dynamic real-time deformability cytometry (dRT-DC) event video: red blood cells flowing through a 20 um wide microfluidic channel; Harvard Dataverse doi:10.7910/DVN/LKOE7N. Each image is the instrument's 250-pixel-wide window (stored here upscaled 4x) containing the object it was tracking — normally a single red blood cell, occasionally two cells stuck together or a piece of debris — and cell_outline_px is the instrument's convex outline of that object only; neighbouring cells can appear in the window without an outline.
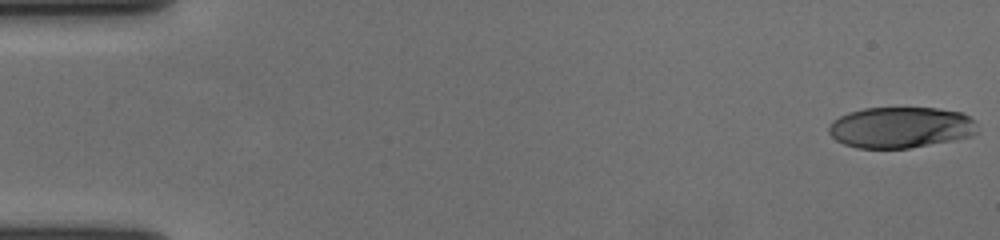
{"species": "human", "species_latin": "Homo sapiens", "temperature_condition": "cold", "stored_images_in_passage": 58, "camera_frame_rate_fps": 3000, "um_per_image_px": 0.085, "donor": {"sex": "female"}, "frame": {"image": 1, "passage_image": 1, "time_ms": 0.0, "image_size_px": [1000, 240], "cell_outline_px": [[980, 132], [972, 136], [952, 140], [908, 148], [856, 148], [844, 144], [836, 140], [828, 132], [828, 128], [832, 120], [848, 112], [864, 108], [936, 108], [960, 112], [968, 116], [972, 120]], "centroid_in_image_um": [76.53, 10.83], "position_along_channel_um": 8.5, "area_um2": 35.55}}
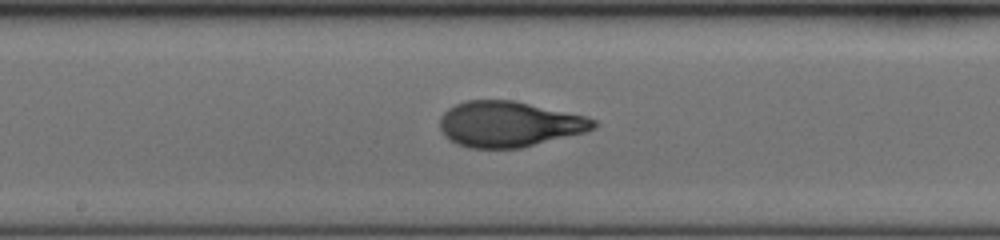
{"frame": {"image": 2, "passage_image": 31, "time_ms": 10.0, "image_size_px": [1000, 240], "cell_outline_px": [[600, 124], [584, 132], [520, 148], [468, 148], [456, 144], [444, 136], [440, 128], [440, 116], [448, 108], [464, 100], [516, 100], [584, 116], [596, 120]], "centroid_in_image_um": [43.23, 10.54], "position_along_channel_um": 205.0, "area_um2": 40.86}}
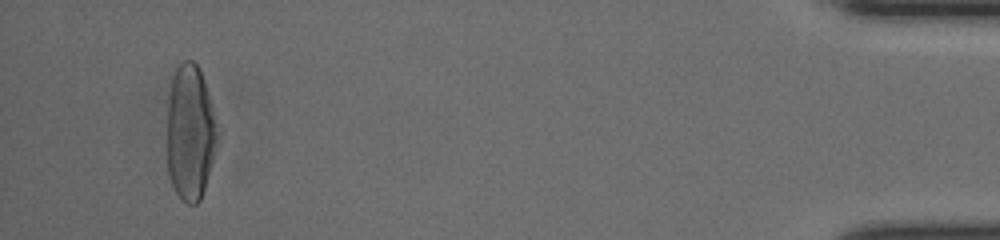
{"frame": {"image": 3, "passage_image": 55, "time_ms": 18.0, "image_size_px": [1000, 240], "cell_outline_px": [[216, 140], [212, 160], [204, 188], [200, 200], [196, 204], [188, 204], [176, 192], [172, 184], [168, 172], [168, 96], [172, 76], [176, 68], [184, 60], [192, 60], [200, 68], [212, 108], [216, 124]], "centroid_in_image_um": [16.14, 11.23], "position_along_channel_um": 419.1, "area_um2": 38.96}, "authors_computed_cell_mechanics": {"area_um2": 39.9109, "velocity_mm_per_s": 3.6204, "shape_relaxation_time_tau1_ms": 5.7636, "shape_relaxation_time_tau2_ms": 0.8114, "deformation_change_tau1": 0.253, "deformation_change_tau2": 0.066}}